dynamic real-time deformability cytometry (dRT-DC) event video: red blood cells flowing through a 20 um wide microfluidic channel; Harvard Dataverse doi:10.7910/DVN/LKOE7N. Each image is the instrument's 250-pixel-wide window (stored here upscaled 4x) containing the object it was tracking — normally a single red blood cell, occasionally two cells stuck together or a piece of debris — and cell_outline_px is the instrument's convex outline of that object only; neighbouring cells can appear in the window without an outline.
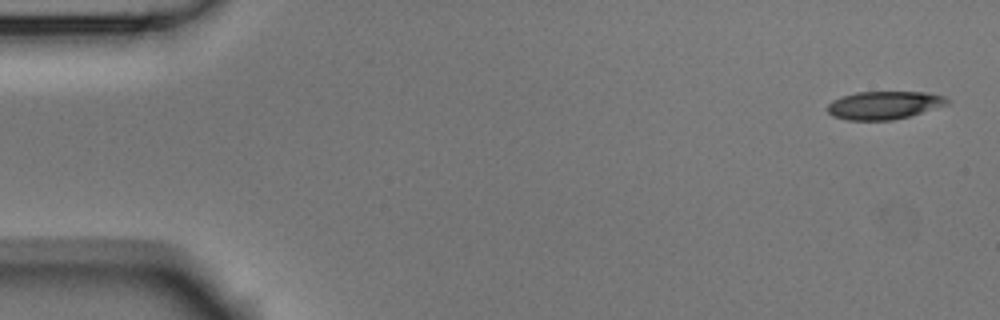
{"species": "Egyptian fruit bat (a non-hibernating species)", "species_latin": "Rousettus aegyptiacus", "temperature_condition": "room temperature", "stored_images_in_passage": 4, "camera_frame_rate_fps": 3000, "um_per_image_px": 0.085, "animal": {"sex": "male"}, "frame": {"image": 1, "passage_image": 1, "time_ms": 0.0, "image_size_px": [1000, 320], "cell_outline_px": [[952, 100], [948, 104], [908, 116], [892, 120], [848, 120], [832, 116], [828, 112], [828, 104], [832, 100], [856, 92], [924, 92], [944, 96]], "centroid_in_image_um": [75.15, 8.94], "position_along_channel_um": 9.9, "area_um2": 19.42}}
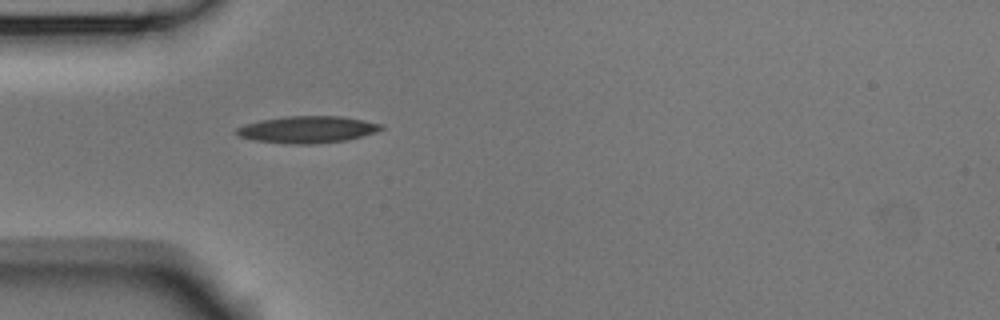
{"frame": {"image": 2, "passage_image": 4, "time_ms": 1.0, "image_size_px": [1000, 320], "cell_outline_px": [[384, 128], [376, 132], [348, 140], [312, 144], [292, 144], [256, 140], [240, 136], [236, 132], [236, 128], [244, 124], [260, 120], [284, 116], [344, 116], [384, 124]], "centroid_in_image_um": [26.18, 11.0], "position_along_channel_um": 58.8, "area_um2": 22.72}}